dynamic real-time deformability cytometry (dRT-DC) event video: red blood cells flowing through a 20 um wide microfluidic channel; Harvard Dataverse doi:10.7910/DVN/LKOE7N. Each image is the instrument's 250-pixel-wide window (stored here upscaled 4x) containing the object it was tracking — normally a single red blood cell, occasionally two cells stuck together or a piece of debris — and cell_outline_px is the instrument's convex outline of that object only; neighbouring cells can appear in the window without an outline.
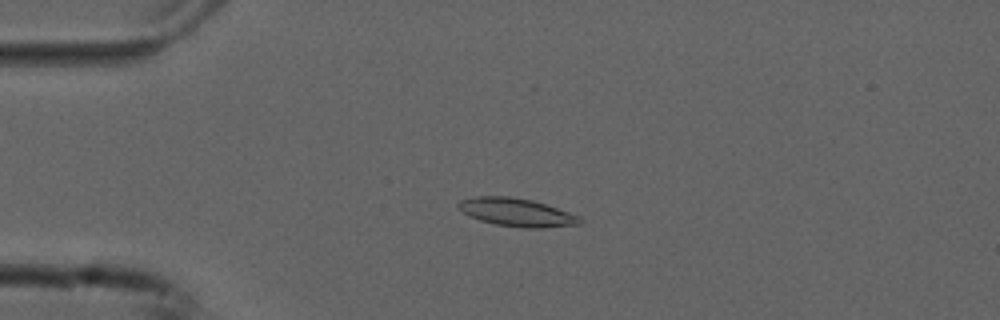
{"species": "common noctule bat (a hibernating species)", "species_latin": "Nyctalus noctula", "temperature_condition": "cold", "stored_images_in_passage": 48, "camera_frame_rate_fps": 3000, "um_per_image_px": 0.085, "animal": {"sex": "male", "forearm_length_mm": 52.5}, "frame": {"image": 1, "passage_image": 12, "time_ms": 3.667, "image_size_px": [1000, 320], "cell_outline_px": [[584, 220], [580, 224], [544, 228], [524, 228], [496, 224], [480, 220], [468, 216], [456, 204], [460, 200], [476, 196], [508, 196], [532, 200], [580, 216]], "centroid_in_image_um": [43.92, 18.05], "position_along_channel_um": 41.1, "area_um2": 19.83}}
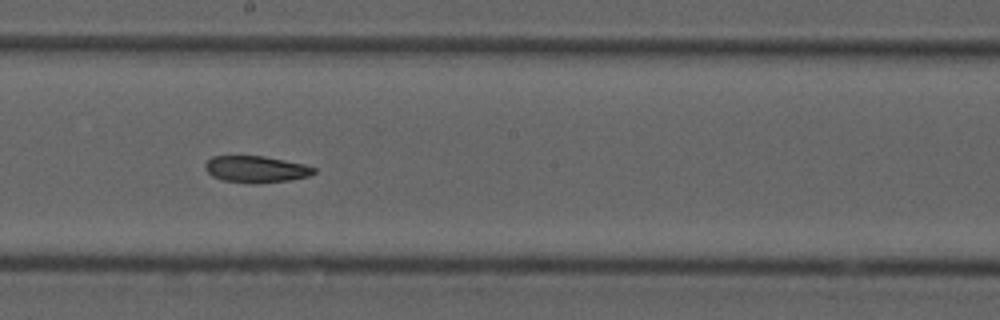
{"frame": {"image": 2, "passage_image": 29, "time_ms": 9.333, "image_size_px": [1000, 320], "cell_outline_px": [[316, 172], [308, 176], [292, 180], [256, 184], [224, 180], [212, 176], [204, 168], [204, 164], [212, 156], [264, 156], [304, 164], [316, 168]], "centroid_in_image_um": [21.77, 14.39], "position_along_channel_um": 226.4, "area_um2": 16.94}}
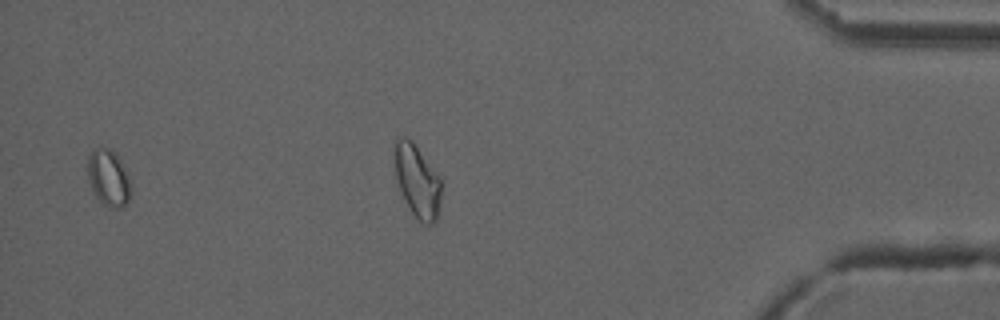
{"frame": {"image": 3, "passage_image": 46, "time_ms": 15.0, "image_size_px": [1000, 320], "cell_outline_px": [[132, 192], [128, 200], [120, 208], [112, 208], [104, 204], [92, 192], [88, 180], [88, 156], [96, 148], [112, 148], [116, 152], [132, 184]], "centroid_in_image_um": [9.24, 15.12], "position_along_channel_um": 426.0, "area_um2": 14.28}, "authors_computed_cell_mechanics": {"area_um2": 17.7157, "velocity_mm_per_s": 3.742, "shape_relaxation_time_tau1_ms": null, "shape_relaxation_time_tau2_ms": 6.5532, "deformation_change_tau1": null, "deformation_change_tau2": 0.1372}}